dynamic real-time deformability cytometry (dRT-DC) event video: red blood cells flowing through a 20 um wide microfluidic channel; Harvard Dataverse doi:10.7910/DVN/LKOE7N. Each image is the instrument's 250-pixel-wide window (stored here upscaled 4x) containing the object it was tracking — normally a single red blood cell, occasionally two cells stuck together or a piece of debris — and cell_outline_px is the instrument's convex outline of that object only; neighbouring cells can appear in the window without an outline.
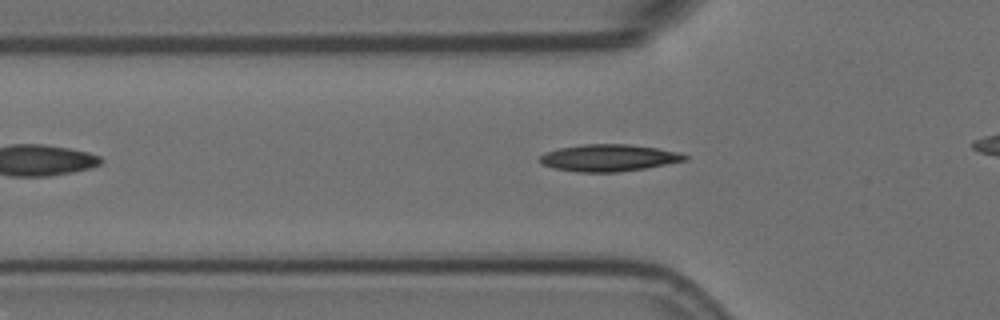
{"species": "Egyptian fruit bat (a non-hibernating species)", "species_latin": "Rousettus aegyptiacus", "temperature_condition": "room temperature", "stored_images_in_passage": 38, "camera_frame_rate_fps": 3000, "um_per_image_px": 0.085, "animal": {"sex": "female"}, "frame": {"image": 1, "passage_image": 10, "time_ms": 3.0, "image_size_px": [1000, 320], "cell_outline_px": [[688, 160], [644, 168], [616, 172], [576, 172], [552, 168], [544, 164], [540, 160], [540, 156], [544, 152], [560, 148], [584, 144], [628, 144], [656, 148], [680, 152], [688, 156]], "centroid_in_image_um": [51.75, 13.41], "position_along_channel_um": 74.1, "area_um2": 22.66}}
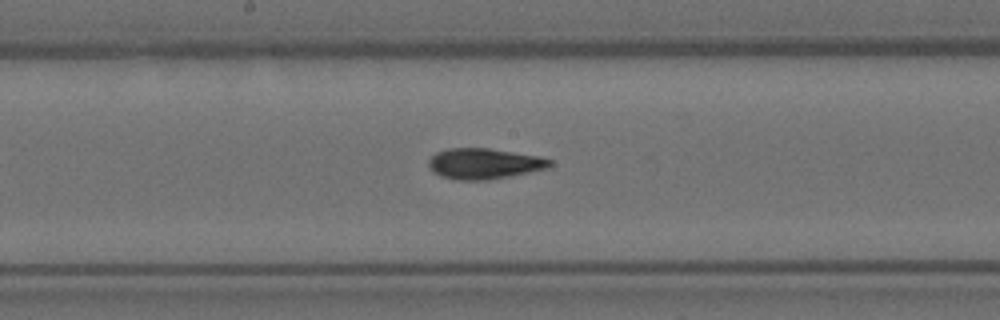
{"frame": {"image": 2, "passage_image": 21, "time_ms": 6.667, "image_size_px": [1000, 320], "cell_outline_px": [[552, 164], [548, 168], [488, 180], [456, 180], [440, 176], [428, 164], [428, 160], [436, 152], [448, 148], [488, 148], [540, 156], [552, 160]], "centroid_in_image_um": [41.16, 13.9], "position_along_channel_um": 207.0, "area_um2": 21.56}}
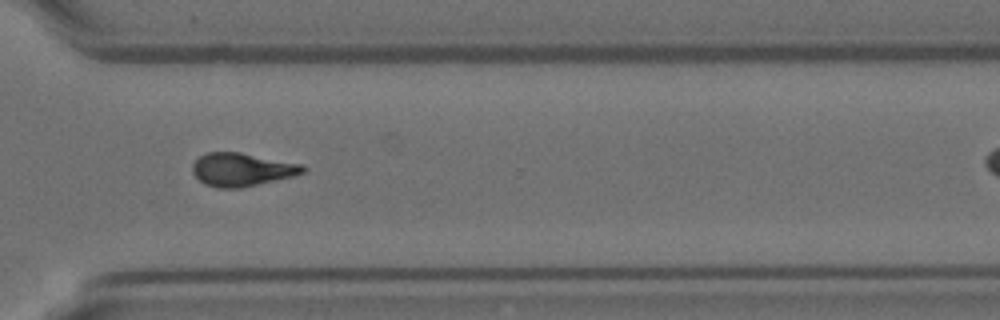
{"frame": {"image": 3, "passage_image": 33, "time_ms": 10.667, "image_size_px": [1000, 320], "cell_outline_px": [[308, 168], [304, 172], [292, 176], [240, 188], [220, 188], [204, 184], [192, 172], [192, 164], [200, 156], [208, 152], [240, 152], [300, 164]], "centroid_in_image_um": [20.53, 14.41], "position_along_channel_um": 350.1, "area_um2": 21.1}}